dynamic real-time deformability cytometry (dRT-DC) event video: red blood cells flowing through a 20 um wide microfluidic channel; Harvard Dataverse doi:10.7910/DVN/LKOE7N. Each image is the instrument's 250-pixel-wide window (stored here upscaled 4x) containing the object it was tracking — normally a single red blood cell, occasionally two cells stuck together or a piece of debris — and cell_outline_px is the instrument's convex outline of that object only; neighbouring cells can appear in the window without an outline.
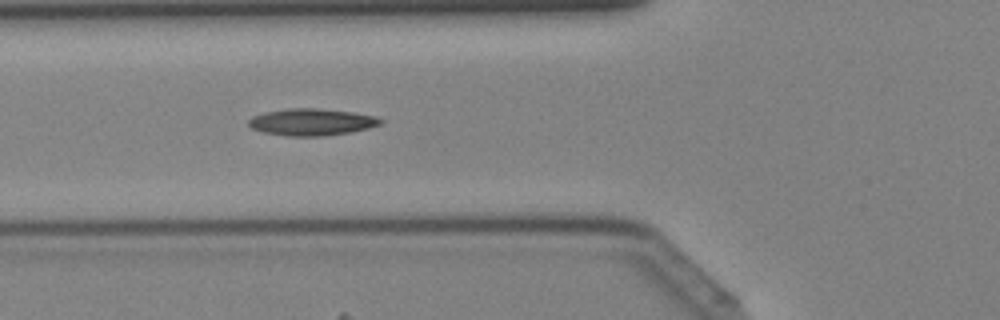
{"species": "Egyptian fruit bat (a non-hibernating species)", "species_latin": "Rousettus aegyptiacus", "temperature_condition": "cold", "stored_images_in_passage": 33, "camera_frame_rate_fps": 3000, "um_per_image_px": 0.085, "animal": {"sex": "female"}, "frame": {"image": 1, "passage_image": 8, "time_ms": 2.333, "image_size_px": [1000, 320], "cell_outline_px": [[384, 120], [380, 124], [368, 128], [352, 132], [324, 136], [288, 136], [264, 132], [252, 128], [248, 124], [248, 120], [252, 116], [264, 112], [292, 108], [316, 108], [352, 112], [376, 116]], "centroid_in_image_um": [26.5, 10.37], "position_along_channel_um": 99.3, "area_um2": 20.63}}
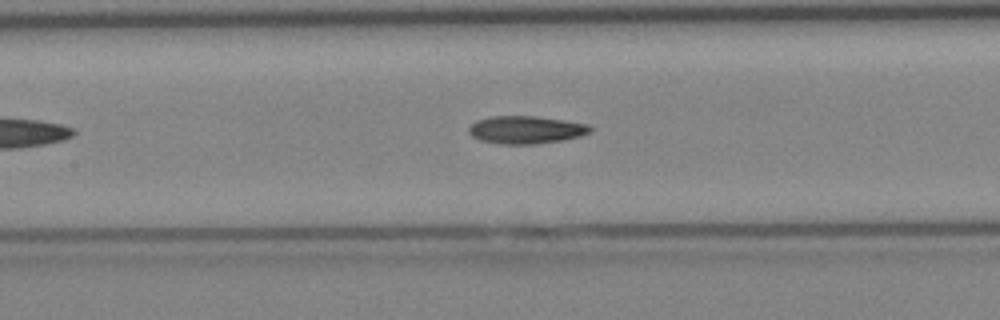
{"frame": {"image": 2, "passage_image": 12, "time_ms": 3.667, "image_size_px": [1000, 320], "cell_outline_px": [[592, 132], [580, 136], [564, 140], [536, 144], [500, 144], [480, 140], [472, 136], [468, 132], [468, 128], [476, 120], [492, 116], [536, 116], [564, 120], [588, 124], [592, 128]], "centroid_in_image_um": [44.71, 11.03], "position_along_channel_um": 162.7, "area_um2": 19.77}}
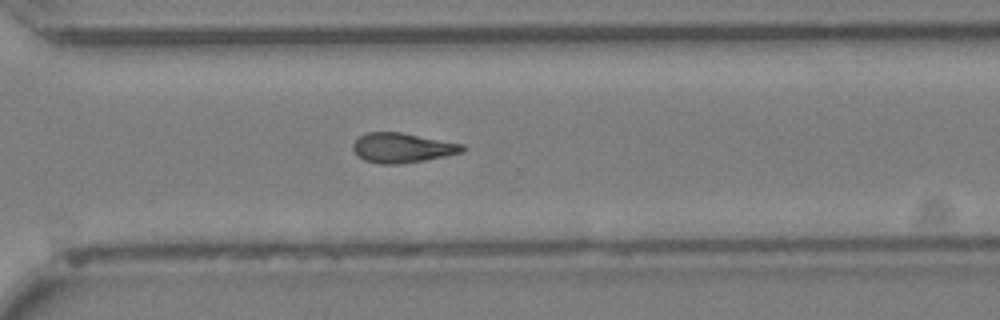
{"frame": {"image": 3, "passage_image": 23, "time_ms": 7.333, "image_size_px": [1000, 320], "cell_outline_px": [[464, 152], [424, 160], [400, 164], [380, 164], [364, 160], [356, 156], [352, 148], [352, 144], [360, 136], [368, 132], [400, 132], [464, 144]], "centroid_in_image_um": [34.16, 12.57], "position_along_channel_um": 336.4, "area_um2": 18.96}}